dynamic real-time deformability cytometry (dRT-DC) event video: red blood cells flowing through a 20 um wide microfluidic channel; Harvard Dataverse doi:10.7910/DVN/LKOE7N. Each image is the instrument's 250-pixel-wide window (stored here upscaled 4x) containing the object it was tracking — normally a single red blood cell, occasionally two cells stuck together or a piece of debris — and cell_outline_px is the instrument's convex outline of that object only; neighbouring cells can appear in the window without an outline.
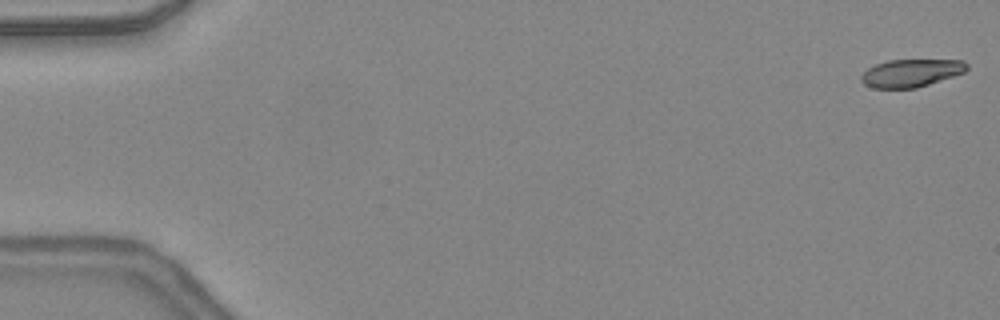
{"species": "common noctule bat (a hibernating species)", "species_latin": "Nyctalus noctula", "temperature_condition": "warm", "stored_images_in_passage": 10, "camera_frame_rate_fps": 3000, "um_per_image_px": 0.085, "animal": {"sex": "female", "body_mass_g": 24.6, "forearm_length_mm": 56.2}, "frame": {"image": 1, "passage_image": 1, "time_ms": 0.0, "image_size_px": [1000, 320], "cell_outline_px": [[968, 68], [964, 72], [916, 88], [872, 88], [864, 84], [860, 80], [860, 76], [868, 68], [876, 64], [888, 60], [964, 60], [968, 64]], "centroid_in_image_um": [77.42, 6.2], "position_along_channel_um": 7.6, "area_um2": 16.99}}